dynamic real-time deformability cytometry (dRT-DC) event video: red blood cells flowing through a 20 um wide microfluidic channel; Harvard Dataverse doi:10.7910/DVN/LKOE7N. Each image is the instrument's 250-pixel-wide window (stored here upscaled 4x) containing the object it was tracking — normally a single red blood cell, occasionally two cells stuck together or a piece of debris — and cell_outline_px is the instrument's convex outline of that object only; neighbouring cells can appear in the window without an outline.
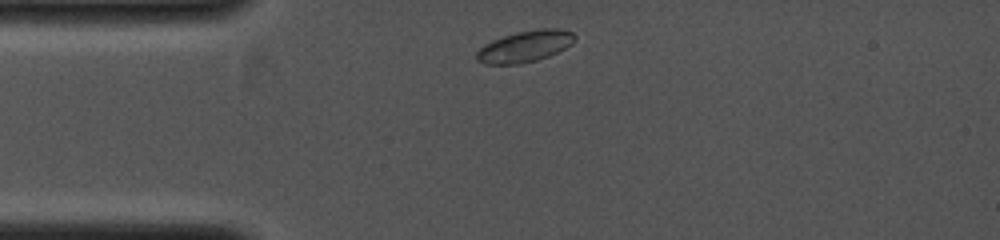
{"species": "common noctule bat (a hibernating species)", "species_latin": "Nyctalus noctula", "temperature_condition": "cold", "stored_images_in_passage": 2, "camera_frame_rate_fps": 4000, "um_per_image_px": 0.085, "animal": {"sex": "female", "body_mass_g": 19.0, "forearm_length_mm": 53.3}, "frame": {"image": 1, "passage_image": 1, "time_ms": 0.0, "image_size_px": [1000, 240], "cell_outline_px": [[576, 40], [572, 44], [548, 56], [536, 60], [520, 64], [484, 64], [476, 60], [476, 52], [484, 44], [492, 40], [516, 32], [544, 28], [556, 28], [572, 32], [576, 36]], "centroid_in_image_um": [44.61, 3.94], "position_along_channel_um": 40.4, "area_um2": 17.92}}